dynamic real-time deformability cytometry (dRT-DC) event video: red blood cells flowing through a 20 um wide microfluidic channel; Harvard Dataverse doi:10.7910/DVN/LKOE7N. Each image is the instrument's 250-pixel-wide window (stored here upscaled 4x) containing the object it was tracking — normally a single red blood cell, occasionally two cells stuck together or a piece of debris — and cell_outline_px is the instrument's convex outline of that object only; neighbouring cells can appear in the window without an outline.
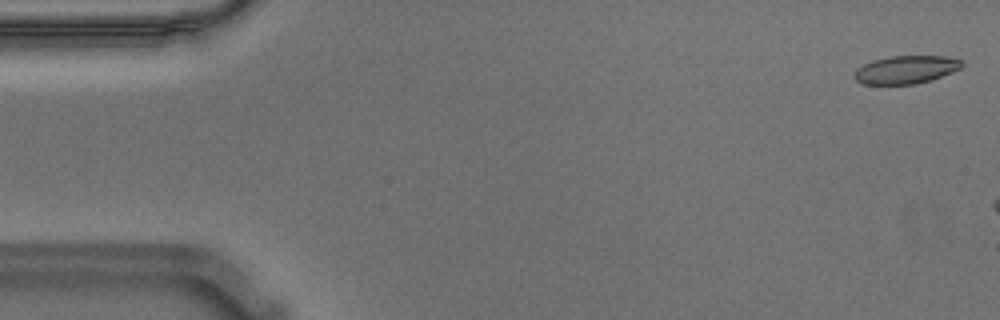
{"species": "Egyptian fruit bat (a non-hibernating species)", "species_latin": "Rousettus aegyptiacus", "temperature_condition": "warm", "stored_images_in_passage": 15, "camera_frame_rate_fps": 3000, "um_per_image_px": 0.085, "animal": {"sex": "male"}, "frame": {"image": 1, "passage_image": 1, "time_ms": 0.0, "image_size_px": [1000, 320], "cell_outline_px": [[964, 64], [960, 68], [952, 72], [932, 80], [916, 84], [864, 84], [856, 80], [852, 76], [852, 72], [856, 68], [872, 60], [888, 56], [948, 56], [964, 60]], "centroid_in_image_um": [77.0, 5.91], "position_along_channel_um": 8.0, "area_um2": 17.86}}
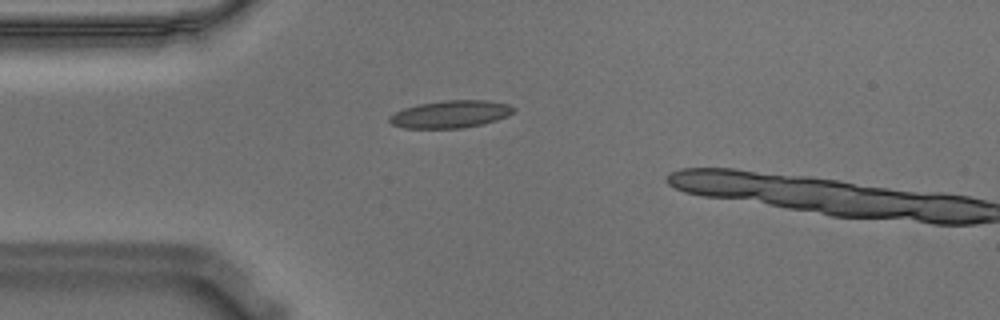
{"frame": {"image": 2, "passage_image": 14, "time_ms": 4.333, "image_size_px": [1000, 320], "cell_outline_px": [[516, 108], [508, 116], [484, 124], [464, 128], [404, 128], [392, 124], [388, 120], [388, 116], [404, 108], [416, 104], [444, 100], [488, 100], [508, 104]], "centroid_in_image_um": [38.29, 9.7], "position_along_channel_um": 46.7, "area_um2": 20.0}}